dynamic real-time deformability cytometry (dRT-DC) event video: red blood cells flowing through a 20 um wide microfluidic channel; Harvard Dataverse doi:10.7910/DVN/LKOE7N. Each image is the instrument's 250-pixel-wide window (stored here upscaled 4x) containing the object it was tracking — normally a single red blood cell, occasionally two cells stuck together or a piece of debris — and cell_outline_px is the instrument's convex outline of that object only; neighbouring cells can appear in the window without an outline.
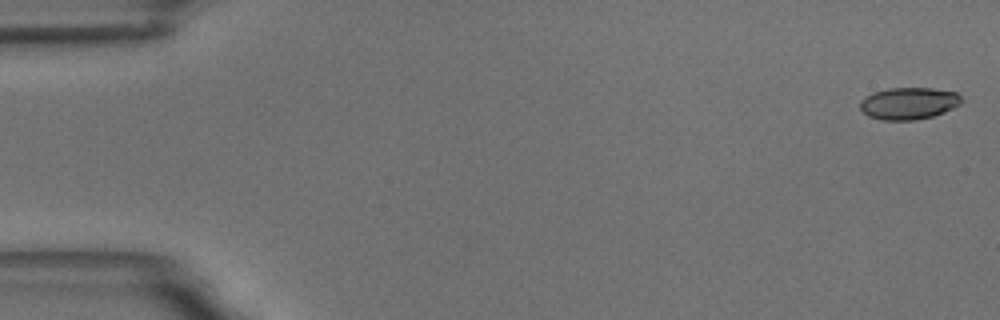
{"species": "common noctule bat (a hibernating species)", "species_latin": "Nyctalus noctula", "temperature_condition": "room temperature", "stored_images_in_passage": 4, "camera_frame_rate_fps": 3000, "um_per_image_px": 0.085, "animal": {"sex": "male", "body_mass_g": 18.8}, "frame": {"image": 1, "passage_image": 1, "time_ms": 0.0, "image_size_px": [1000, 320], "cell_outline_px": [[960, 104], [944, 112], [932, 116], [916, 120], [880, 120], [868, 116], [860, 108], [860, 100], [864, 96], [872, 92], [888, 88], [932, 88], [956, 92], [960, 96]], "centroid_in_image_um": [77.19, 8.78], "position_along_channel_um": 7.8, "area_um2": 18.96}}